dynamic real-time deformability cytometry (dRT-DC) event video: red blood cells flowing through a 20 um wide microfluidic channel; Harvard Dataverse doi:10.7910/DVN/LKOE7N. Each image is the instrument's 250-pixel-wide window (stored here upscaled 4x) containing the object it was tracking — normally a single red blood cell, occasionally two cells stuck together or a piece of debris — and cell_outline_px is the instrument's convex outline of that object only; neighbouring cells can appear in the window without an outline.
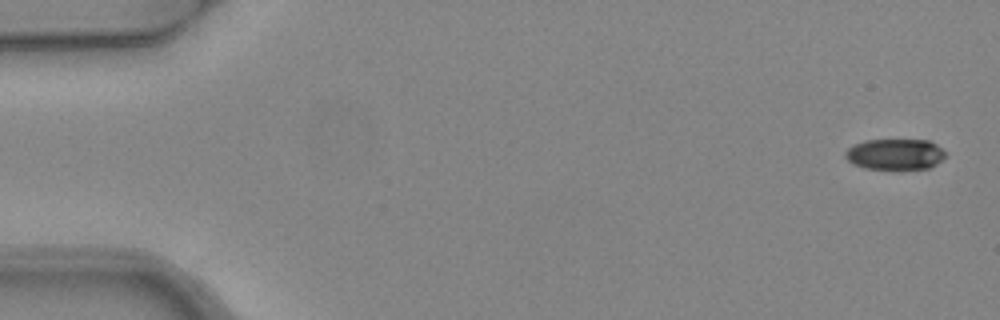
{"species": "common noctule bat (a hibernating species)", "species_latin": "Nyctalus noctula", "temperature_condition": "warm", "stored_images_in_passage": 4, "camera_frame_rate_fps": 3000, "um_per_image_px": 0.085, "animal": {"sex": "female", "body_mass_g": 24.6, "forearm_length_mm": 56.2}, "frame": {"image": 1, "passage_image": 1, "time_ms": 0.0, "image_size_px": [1000, 320], "cell_outline_px": [[944, 156], [936, 164], [928, 168], [896, 172], [864, 168], [848, 160], [844, 156], [844, 152], [848, 148], [864, 140], [928, 140], [936, 144], [944, 152]], "centroid_in_image_um": [76.06, 13.16], "position_along_channel_um": 8.9, "area_um2": 18.5}}
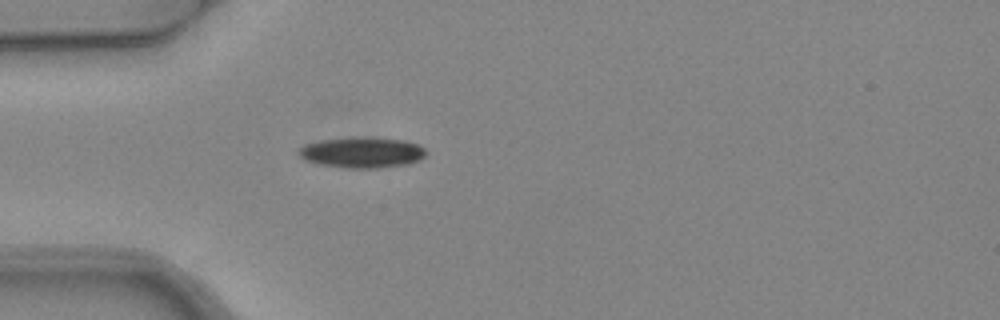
{"frame": {"image": 2, "passage_image": 4, "time_ms": 1.0, "image_size_px": [1000, 320], "cell_outline_px": [[424, 156], [420, 160], [408, 164], [380, 168], [348, 168], [320, 164], [304, 160], [296, 152], [304, 144], [320, 140], [352, 136], [364, 136], [404, 140], [416, 144], [424, 148]], "centroid_in_image_um": [30.74, 12.94], "position_along_channel_um": 54.3, "area_um2": 23.06}}